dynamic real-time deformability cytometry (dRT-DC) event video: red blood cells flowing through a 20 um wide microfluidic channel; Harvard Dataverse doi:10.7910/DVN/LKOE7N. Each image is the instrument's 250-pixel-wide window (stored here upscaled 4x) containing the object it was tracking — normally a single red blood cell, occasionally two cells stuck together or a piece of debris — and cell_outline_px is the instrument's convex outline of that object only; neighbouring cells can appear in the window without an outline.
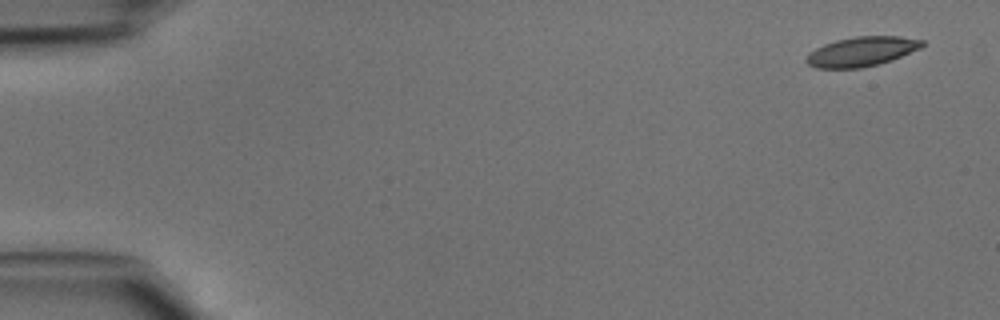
{"species": "common noctule bat (a hibernating species)", "species_latin": "Nyctalus noctula", "temperature_condition": "cold", "stored_images_in_passage": 45, "camera_frame_rate_fps": 3000, "um_per_image_px": 0.085, "animal": {"sex": "male", "body_mass_g": 15.6}, "frame": {"image": 1, "passage_image": 1, "time_ms": 0.0, "image_size_px": [1000, 320], "cell_outline_px": [[924, 44], [920, 48], [900, 56], [876, 64], [860, 68], [816, 68], [808, 64], [804, 60], [816, 48], [824, 44], [836, 40], [856, 36], [900, 36], [924, 40]], "centroid_in_image_um": [73.23, 4.37], "position_along_channel_um": 11.8, "area_um2": 19.59}}
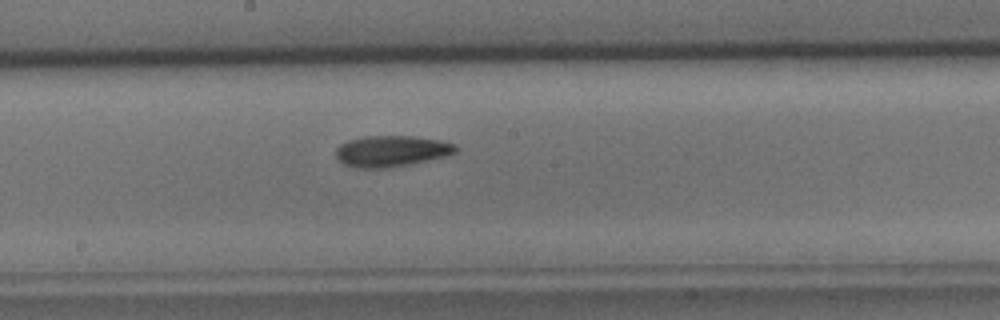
{"frame": {"image": 2, "passage_image": 24, "time_ms": 7.667, "image_size_px": [1000, 320], "cell_outline_px": [[460, 148], [456, 152], [448, 156], [388, 168], [356, 168], [344, 164], [336, 160], [336, 148], [340, 144], [348, 140], [364, 136], [412, 136], [440, 140], [456, 144]], "centroid_in_image_um": [33.27, 12.84], "position_along_channel_um": 214.9, "area_um2": 21.96}}
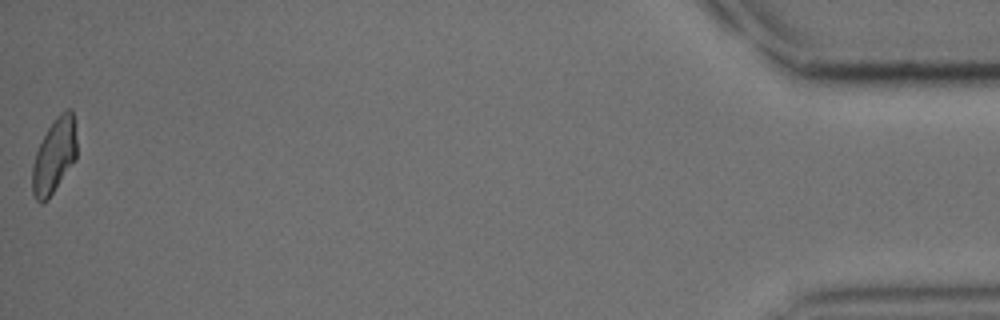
{"frame": {"image": 3, "passage_image": 45, "time_ms": 14.667, "image_size_px": [1000, 320], "cell_outline_px": [[76, 160], [48, 200], [40, 204], [36, 200], [32, 192], [32, 164], [36, 152], [52, 120], [60, 112], [68, 108], [72, 108], [76, 120]], "centroid_in_image_um": [4.63, 13.23], "position_along_channel_um": 430.6, "area_um2": 19.83}}